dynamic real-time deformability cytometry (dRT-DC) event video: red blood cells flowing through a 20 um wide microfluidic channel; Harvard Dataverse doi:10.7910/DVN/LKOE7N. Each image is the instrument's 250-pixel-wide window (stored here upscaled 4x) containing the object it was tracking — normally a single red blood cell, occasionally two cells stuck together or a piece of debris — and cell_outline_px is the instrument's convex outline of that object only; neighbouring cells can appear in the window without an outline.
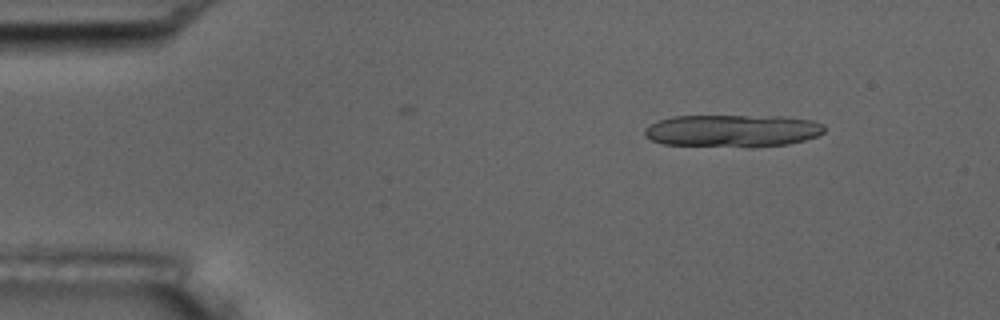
{"species": "common noctule bat (a hibernating species)", "species_latin": "Nyctalus noctula", "temperature_condition": "room temperature", "stored_images_in_passage": 10, "segment_of_instrument_passage": [1, 2], "camera_frame_rate_fps": 3000, "um_per_image_px": 0.085, "animal": {"sex": "male", "body_mass_g": 17.5, "forearm_length_mm": 52.3}, "frame": {"image": 1, "passage_image": 1, "time_ms": 0.0, "image_size_px": [1000, 320], "cell_outline_px": [[824, 132], [816, 136], [804, 140], [788, 144], [752, 148], [748, 148], [664, 144], [652, 140], [644, 136], [644, 128], [660, 120], [672, 116], [784, 116], [812, 120], [824, 124]], "centroid_in_image_um": [62.28, 11.13], "position_along_channel_um": 22.7, "area_um2": 34.39}}